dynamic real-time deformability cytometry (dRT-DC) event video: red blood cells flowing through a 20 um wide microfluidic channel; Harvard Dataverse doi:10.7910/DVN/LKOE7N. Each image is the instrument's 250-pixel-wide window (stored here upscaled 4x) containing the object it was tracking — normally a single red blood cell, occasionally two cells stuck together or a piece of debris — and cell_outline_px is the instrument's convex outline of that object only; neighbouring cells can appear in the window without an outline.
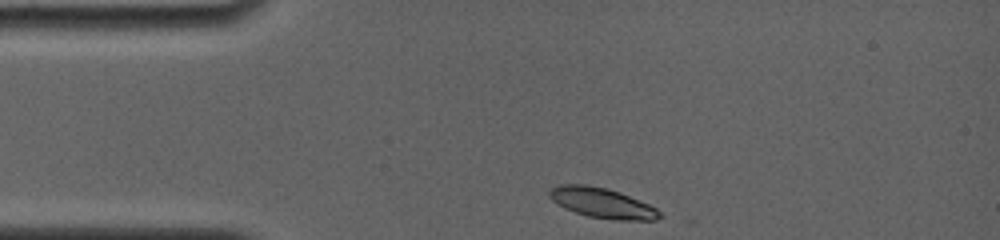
{"species": "common noctule bat (a hibernating species)", "species_latin": "Nyctalus noctula", "temperature_condition": "room temperature", "stored_images_in_passage": 57, "camera_frame_rate_fps": 4000, "um_per_image_px": 0.085, "animal": {"sex": "female", "body_mass_g": 19.0, "forearm_length_mm": 56.7}, "frame": {"image": 1, "passage_image": 1, "time_ms": 0.0, "image_size_px": [1000, 240], "cell_outline_px": [[664, 216], [656, 220], [612, 220], [588, 216], [564, 208], [552, 200], [548, 196], [548, 192], [552, 188], [560, 184], [588, 184], [608, 188], [620, 192], [648, 204], [656, 208]], "centroid_in_image_um": [51.19, 17.25], "position_along_channel_um": 33.8, "area_um2": 19.48}}
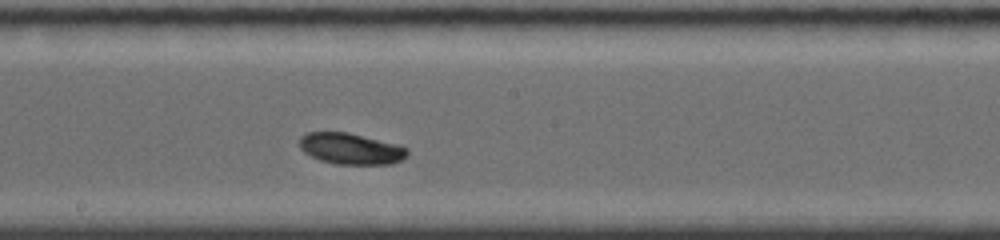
{"frame": {"image": 2, "passage_image": 32, "time_ms": 5.75, "image_size_px": [1000, 240], "cell_outline_px": [[408, 156], [392, 164], [336, 164], [320, 160], [304, 152], [300, 148], [300, 136], [308, 132], [348, 132], [400, 144], [408, 148]], "centroid_in_image_um": [29.86, 12.63], "position_along_channel_um": 218.3, "area_um2": 19.77}}
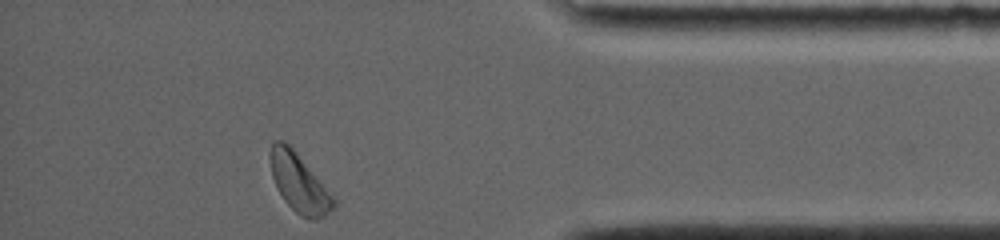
{"frame": {"image": 3, "passage_image": 57, "time_ms": 11.25, "image_size_px": [1000, 240], "cell_outline_px": [[336, 208], [324, 216], [316, 220], [312, 220], [300, 216], [284, 200], [272, 176], [268, 152], [272, 140], [284, 140], [296, 152], [336, 200]], "centroid_in_image_um": [25.41, 15.54], "position_along_channel_um": 409.8, "area_um2": 21.44}, "authors_computed_cell_mechanics": {"area_um2": 19.7676, "velocity_mm_per_s": 3.7868, "shape_relaxation_time_tau1_ms": 2.3004, "shape_relaxation_time_tau2_ms": null, "deformation_change_tau1": 0.0854, "deformation_change_tau2": null}}